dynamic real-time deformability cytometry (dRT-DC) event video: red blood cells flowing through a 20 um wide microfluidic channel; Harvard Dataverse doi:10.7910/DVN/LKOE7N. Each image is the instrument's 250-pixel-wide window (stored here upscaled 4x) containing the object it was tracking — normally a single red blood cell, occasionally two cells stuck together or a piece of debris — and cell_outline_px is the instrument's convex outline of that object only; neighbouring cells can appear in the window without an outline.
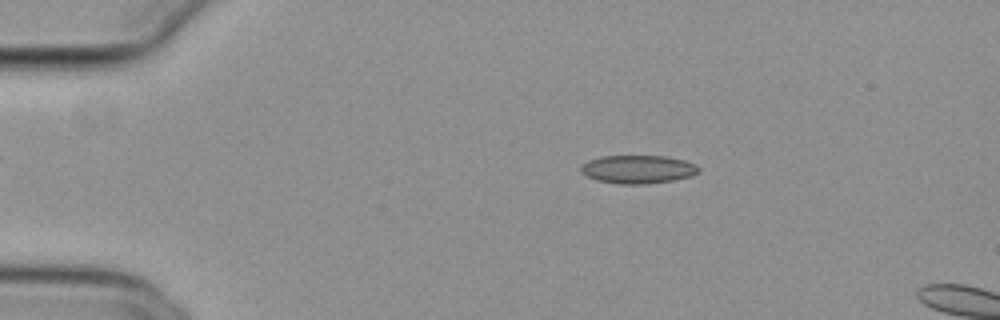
{"species": "common noctule bat (a hibernating species)", "species_latin": "Nyctalus noctula", "temperature_condition": "cold", "stored_images_in_passage": 17, "camera_frame_rate_fps": 3000, "um_per_image_px": 0.085, "animal": {"sex": "female", "body_mass_g": 29.2, "forearm_length_mm": 56.3}, "frame": {"image": 1, "passage_image": 10, "time_ms": 3.0, "image_size_px": [1000, 320], "cell_outline_px": [[700, 172], [692, 176], [672, 180], [644, 184], [620, 184], [596, 180], [580, 172], [580, 168], [588, 160], [600, 156], [668, 156], [684, 160], [696, 164], [700, 168]], "centroid_in_image_um": [54.25, 14.38], "position_along_channel_um": 30.8, "area_um2": 19.48}}